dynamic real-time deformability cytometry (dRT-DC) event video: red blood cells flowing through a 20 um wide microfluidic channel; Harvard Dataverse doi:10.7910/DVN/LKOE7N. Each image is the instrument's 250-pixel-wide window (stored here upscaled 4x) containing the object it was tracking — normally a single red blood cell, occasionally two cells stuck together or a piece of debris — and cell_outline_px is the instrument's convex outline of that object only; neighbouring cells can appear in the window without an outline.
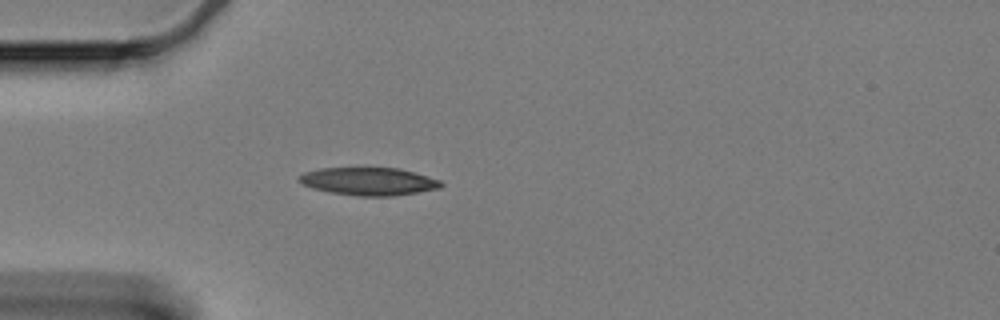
{"species": "Egyptian fruit bat (a non-hibernating species)", "species_latin": "Rousettus aegyptiacus", "temperature_condition": "cold", "stored_images_in_passage": 44, "camera_frame_rate_fps": 3000, "um_per_image_px": 0.085, "animal": {"sex": "female"}, "frame": {"image": 1, "passage_image": 1, "time_ms": 0.0, "image_size_px": [1000, 320], "cell_outline_px": [[444, 184], [440, 188], [392, 196], [356, 196], [332, 192], [312, 188], [296, 180], [304, 172], [320, 168], [400, 168], [440, 180]], "centroid_in_image_um": [31.34, 15.41], "position_along_channel_um": 53.7, "area_um2": 22.83}}
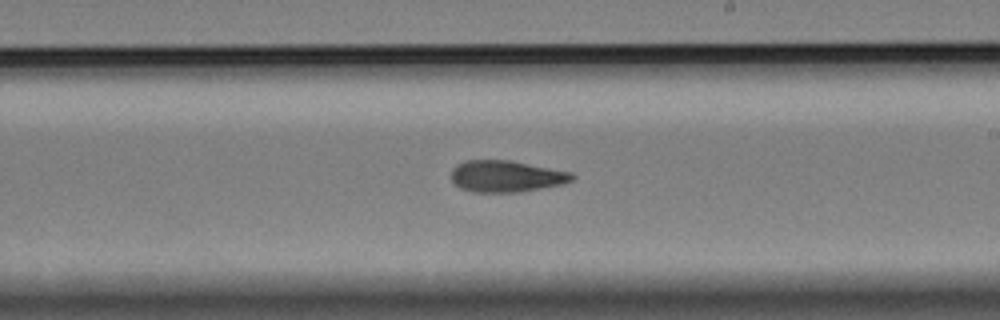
{"frame": {"image": 2, "passage_image": 19, "time_ms": 6.0, "image_size_px": [1000, 320], "cell_outline_px": [[576, 176], [572, 180], [564, 184], [520, 192], [472, 192], [460, 188], [452, 180], [452, 168], [456, 164], [468, 160], [512, 160], [572, 172]], "centroid_in_image_um": [43.05, 14.98], "position_along_channel_um": 245.9, "area_um2": 22.43}}
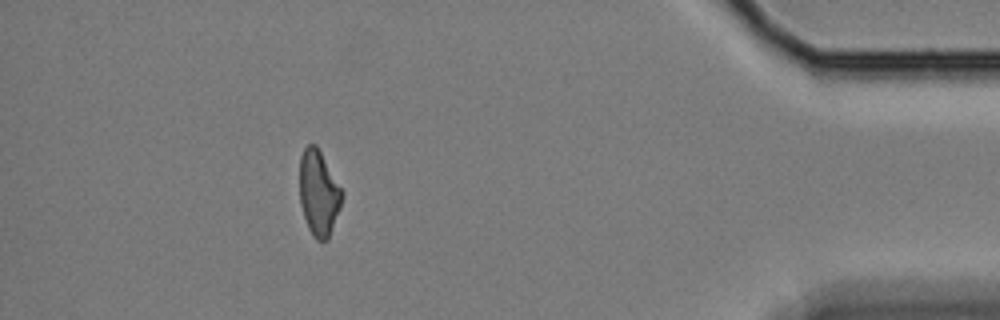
{"frame": {"image": 3, "passage_image": 38, "time_ms": 12.333, "image_size_px": [1000, 320], "cell_outline_px": [[344, 196], [340, 208], [328, 240], [316, 240], [312, 236], [308, 228], [300, 204], [300, 156], [304, 148], [308, 144], [316, 144], [344, 192]], "centroid_in_image_um": [27.1, 16.41], "position_along_channel_um": 408.1, "area_um2": 21.21}, "authors_computed_cell_mechanics": {"area_um2": 22.1952, "velocity_mm_per_s": 3.3301, "shape_relaxation_time_tau1_ms": null, "shape_relaxation_time_tau2_ms": 8.1538, "deformation_change_tau1": null, "deformation_change_tau2": 0.1707}}